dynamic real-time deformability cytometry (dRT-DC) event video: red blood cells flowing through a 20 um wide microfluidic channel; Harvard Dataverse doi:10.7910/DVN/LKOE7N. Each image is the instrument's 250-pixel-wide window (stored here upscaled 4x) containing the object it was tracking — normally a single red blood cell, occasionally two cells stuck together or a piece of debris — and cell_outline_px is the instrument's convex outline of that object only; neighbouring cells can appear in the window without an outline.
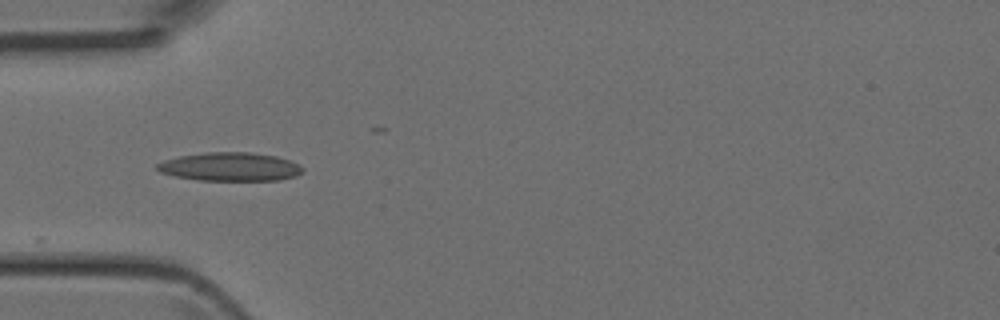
{"species": "Egyptian fruit bat (a non-hibernating species)", "species_latin": "Rousettus aegyptiacus", "temperature_condition": "room temperature", "stored_images_in_passage": 6, "camera_frame_rate_fps": 3000, "um_per_image_px": 0.085, "animal": {"sex": "female"}, "frame": {"image": 1, "passage_image": 4, "time_ms": 1.0, "image_size_px": [1000, 320], "cell_outline_px": [[304, 172], [296, 176], [280, 180], [200, 180], [176, 176], [160, 172], [156, 168], [156, 164], [164, 160], [180, 156], [204, 152], [248, 152], [276, 156], [300, 164], [304, 168]], "centroid_in_image_um": [19.59, 14.17], "position_along_channel_um": 65.4, "area_um2": 24.22}}
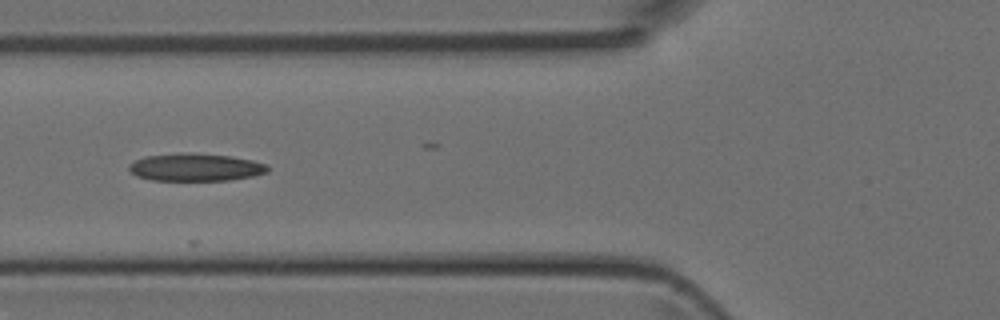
{"frame": {"image": 2, "passage_image": 5, "time_ms": 1.333, "image_size_px": [1000, 320], "cell_outline_px": [[268, 172], [252, 176], [232, 180], [152, 180], [136, 176], [128, 168], [128, 164], [144, 156], [188, 152], [192, 152], [228, 156], [252, 160], [268, 164]], "centroid_in_image_um": [16.62, 14.21], "position_along_channel_um": 109.2, "area_um2": 22.37}}